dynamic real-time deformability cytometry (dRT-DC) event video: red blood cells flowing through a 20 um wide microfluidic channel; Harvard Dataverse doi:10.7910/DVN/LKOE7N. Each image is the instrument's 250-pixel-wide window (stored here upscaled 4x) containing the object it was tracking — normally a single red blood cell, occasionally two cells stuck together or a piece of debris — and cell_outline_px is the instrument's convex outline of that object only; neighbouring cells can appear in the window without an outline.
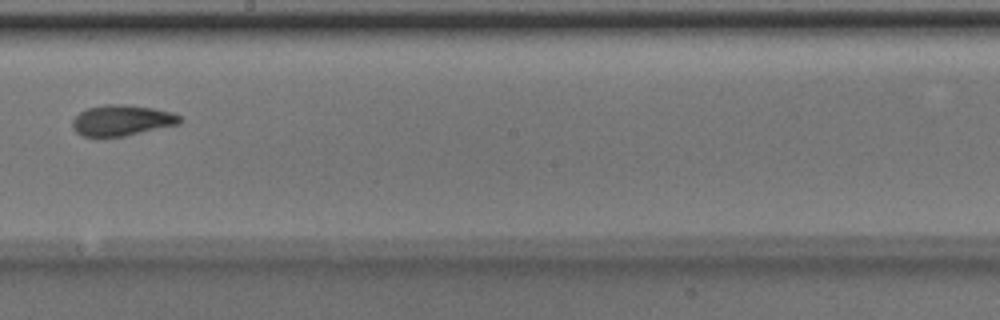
{"species": "Egyptian fruit bat (a non-hibernating species)", "species_latin": "Rousettus aegyptiacus", "temperature_condition": "room temperature", "stored_images_in_passage": 8, "camera_frame_rate_fps": 3000, "um_per_image_px": 0.085, "animal": {"sex": "male"}, "frame": {"image": 1, "passage_image": 8, "time_ms": 2.333, "image_size_px": [1000, 320], "cell_outline_px": [[184, 120], [180, 124], [124, 136], [96, 140], [84, 136], [76, 132], [72, 128], [72, 120], [80, 112], [88, 108], [104, 104], [128, 104], [152, 108], [172, 112], [180, 116]], "centroid_in_image_um": [10.33, 10.26], "position_along_channel_um": 237.9, "area_um2": 19.88}}